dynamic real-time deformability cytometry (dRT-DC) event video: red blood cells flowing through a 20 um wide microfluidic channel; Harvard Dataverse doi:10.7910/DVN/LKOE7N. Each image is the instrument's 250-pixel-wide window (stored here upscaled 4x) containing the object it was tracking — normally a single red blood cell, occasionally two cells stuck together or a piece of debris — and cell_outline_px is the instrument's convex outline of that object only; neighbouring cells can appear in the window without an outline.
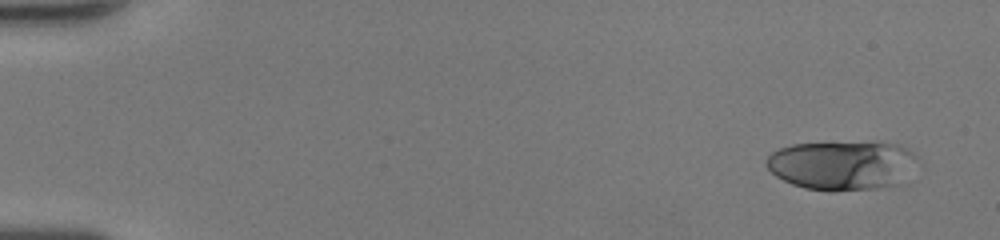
{"species": "human", "species_latin": "Homo sapiens", "temperature_condition": "room temperature", "stored_images_in_passage": 48, "camera_frame_rate_fps": 3000, "um_per_image_px": 0.085, "donor": {"sex": "female"}, "frame": {"image": 1, "passage_image": 1, "time_ms": 0.0, "image_size_px": [1000, 240], "cell_outline_px": [[916, 156], [900, 184], [876, 188], [832, 192], [804, 188], [792, 184], [776, 176], [768, 168], [764, 160], [772, 152], [780, 148], [792, 144], [900, 144], [908, 148]], "centroid_in_image_um": [71.5, 14.08], "position_along_channel_um": 13.5, "area_um2": 42.43}}
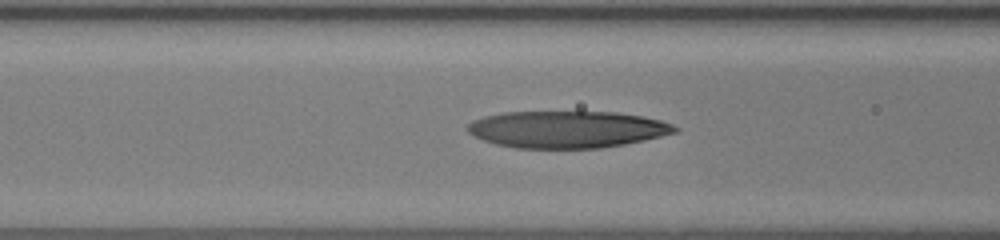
{"frame": {"image": 2, "passage_image": 20, "time_ms": 6.333, "image_size_px": [1000, 240], "cell_outline_px": [[680, 128], [676, 132], [644, 140], [624, 144], [600, 148], [516, 148], [496, 144], [484, 140], [468, 132], [468, 124], [472, 120], [484, 116], [504, 112], [616, 112], [644, 116], [660, 120], [672, 124]], "centroid_in_image_um": [48.22, 10.99], "position_along_channel_um": 118.4, "area_um2": 44.56}}
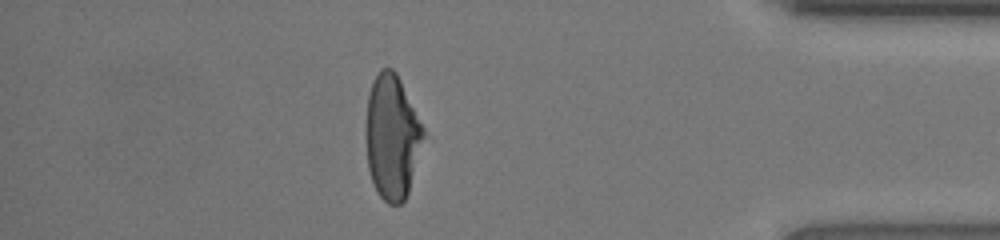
{"frame": {"image": 3, "passage_image": 42, "time_ms": 13.667, "image_size_px": [1000, 240], "cell_outline_px": [[424, 136], [408, 192], [404, 200], [400, 204], [388, 204], [376, 192], [368, 168], [364, 136], [364, 132], [368, 96], [372, 80], [380, 68], [392, 68], [396, 72], [424, 128]], "centroid_in_image_um": [33.28, 11.62], "position_along_channel_um": 401.9, "area_um2": 41.85}, "authors_computed_cell_mechanics": {"area_um2": 44.1592, "velocity_mm_per_s": 4.3224, "shape_relaxation_time_tau1_ms": 6.7092, "shape_relaxation_time_tau2_ms": 1.8433, "deformation_change_tau1": 0.2742, "deformation_change_tau2": 0.1184}}